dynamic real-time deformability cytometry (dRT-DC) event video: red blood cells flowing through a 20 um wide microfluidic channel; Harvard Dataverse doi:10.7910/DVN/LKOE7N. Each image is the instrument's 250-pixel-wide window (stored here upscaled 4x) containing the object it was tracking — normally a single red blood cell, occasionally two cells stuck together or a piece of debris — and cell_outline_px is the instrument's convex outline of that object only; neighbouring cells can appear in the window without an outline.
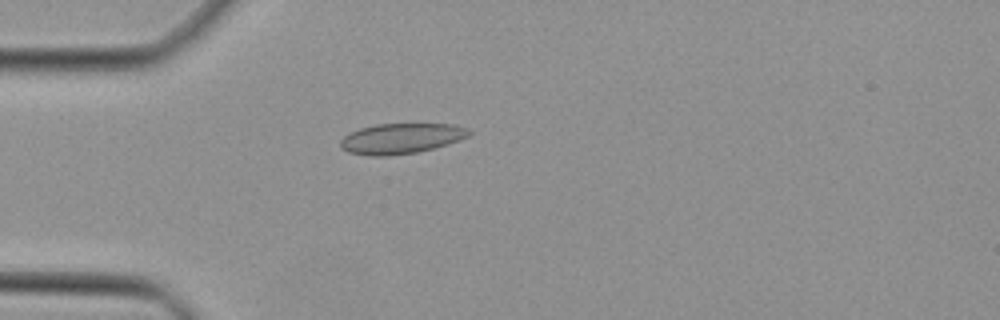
{"species": "Egyptian fruit bat (a non-hibernating species)", "species_latin": "Rousettus aegyptiacus", "temperature_condition": "cold", "stored_images_in_passage": 14, "camera_frame_rate_fps": 3000, "um_per_image_px": 0.085, "animal": {"sex": "female"}, "frame": {"image": 1, "passage_image": 10, "time_ms": 3.0, "image_size_px": [1000, 320], "cell_outline_px": [[472, 132], [468, 136], [460, 140], [448, 144], [416, 152], [388, 156], [368, 156], [348, 152], [340, 148], [340, 140], [344, 136], [360, 128], [376, 124], [452, 124], [468, 128]], "centroid_in_image_um": [34.08, 11.77], "position_along_channel_um": 50.9, "area_um2": 22.77}}
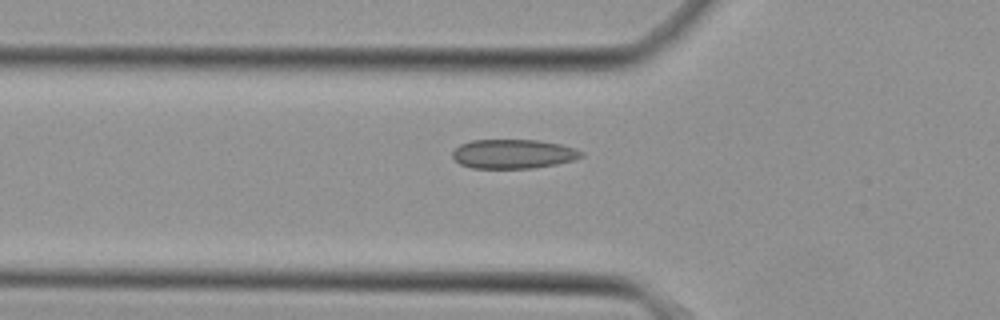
{"frame": {"image": 2, "passage_image": 13, "time_ms": 4.0, "image_size_px": [1000, 320], "cell_outline_px": [[584, 156], [572, 160], [556, 164], [532, 168], [472, 168], [460, 164], [452, 156], [452, 152], [460, 144], [472, 140], [536, 140], [560, 144], [584, 152]], "centroid_in_image_um": [43.61, 13.08], "position_along_channel_um": 82.2, "area_um2": 21.79}}